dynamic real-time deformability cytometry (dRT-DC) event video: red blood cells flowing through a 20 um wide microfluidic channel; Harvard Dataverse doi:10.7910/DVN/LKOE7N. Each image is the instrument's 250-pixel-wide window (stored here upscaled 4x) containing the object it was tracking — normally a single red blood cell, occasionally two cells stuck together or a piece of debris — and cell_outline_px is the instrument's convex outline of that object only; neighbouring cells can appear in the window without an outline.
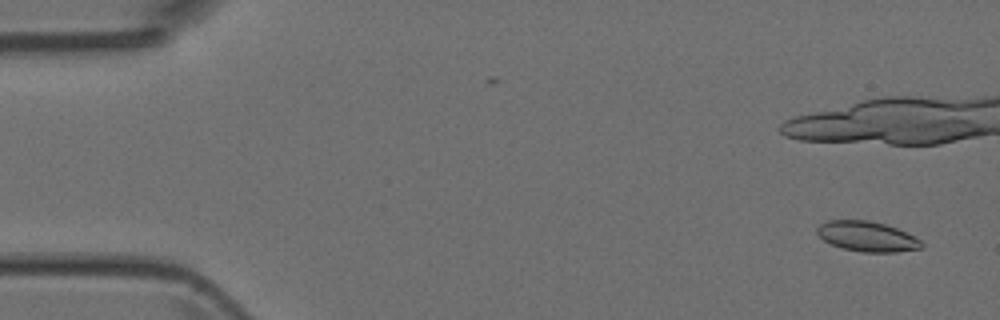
{"species": "Egyptian fruit bat (a non-hibernating species)", "species_latin": "Rousettus aegyptiacus", "temperature_condition": "room temperature", "stored_images_in_passage": 7, "camera_frame_rate_fps": 3000, "um_per_image_px": 0.085, "animal": {"sex": "female"}, "frame": {"image": 1, "passage_image": 1, "time_ms": 0.0, "image_size_px": [1000, 320], "cell_outline_px": [[924, 244], [920, 248], [896, 252], [864, 252], [844, 248], [832, 244], [824, 240], [816, 232], [816, 228], [820, 224], [828, 220], [868, 220], [884, 224], [896, 228], [920, 240]], "centroid_in_image_um": [73.68, 20.09], "position_along_channel_um": 11.3, "area_um2": 18.03}}
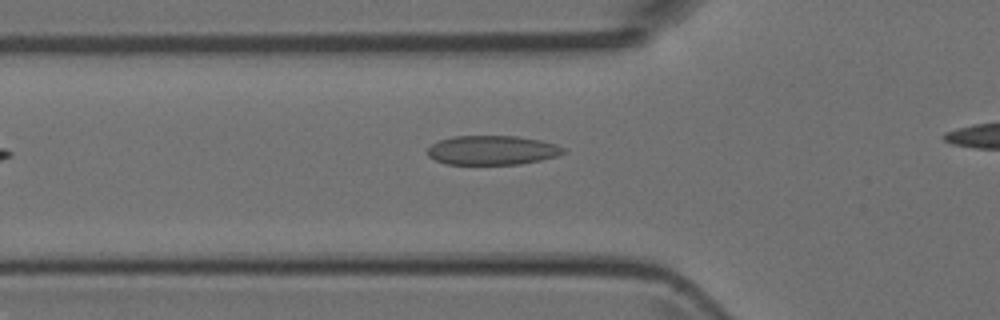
{"frame": {"image": 2, "passage_image": 7, "time_ms": 6.667, "image_size_px": [1000, 320], "cell_outline_px": [[564, 152], [556, 156], [540, 160], [520, 164], [444, 164], [428, 156], [428, 148], [432, 144], [440, 140], [452, 136], [516, 136], [540, 140], [556, 144], [564, 148]], "centroid_in_image_um": [41.82, 12.76], "position_along_channel_um": 84.0, "area_um2": 23.06}}